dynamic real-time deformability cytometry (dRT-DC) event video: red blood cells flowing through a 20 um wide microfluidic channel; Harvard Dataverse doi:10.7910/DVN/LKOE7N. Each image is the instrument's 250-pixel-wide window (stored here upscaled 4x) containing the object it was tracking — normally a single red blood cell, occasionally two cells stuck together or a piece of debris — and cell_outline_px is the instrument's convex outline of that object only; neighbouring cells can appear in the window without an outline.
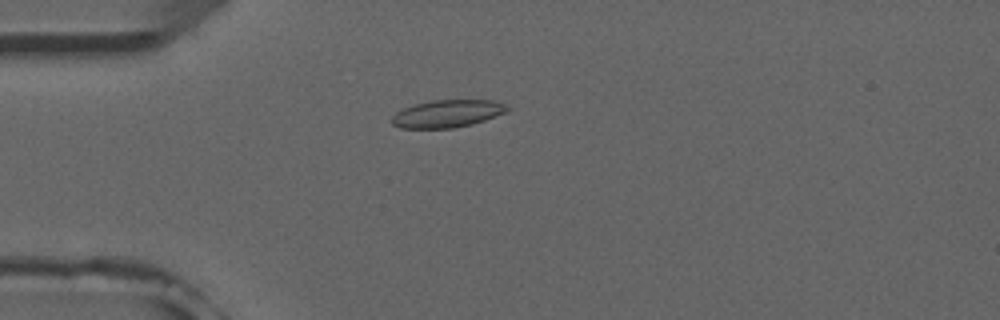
{"species": "common noctule bat (a hibernating species)", "species_latin": "Nyctalus noctula", "temperature_condition": "room temperature", "stored_images_in_passage": 52, "camera_frame_rate_fps": 3000, "um_per_image_px": 0.085, "animal": {"sex": "male", "forearm_length_mm": 52.5}, "frame": {"image": 1, "passage_image": 14, "time_ms": 4.333, "image_size_px": [1000, 320], "cell_outline_px": [[512, 108], [504, 112], [484, 120], [472, 124], [452, 128], [400, 128], [392, 124], [392, 116], [396, 112], [412, 104], [432, 100], [492, 100], [504, 104]], "centroid_in_image_um": [37.99, 9.65], "position_along_channel_um": 47.0, "area_um2": 18.44}}
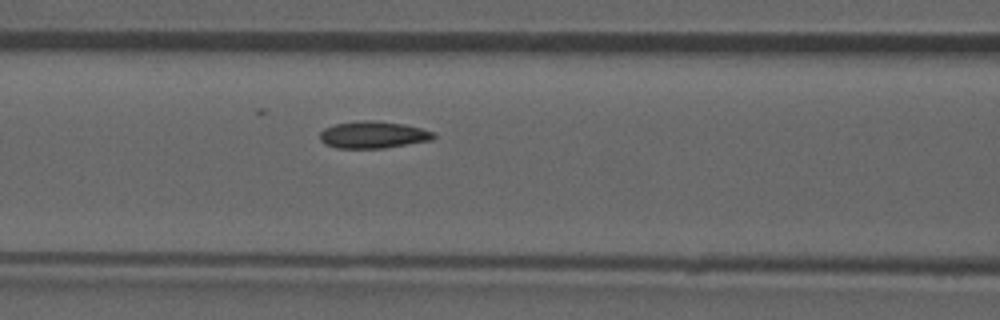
{"frame": {"image": 2, "passage_image": 22, "time_ms": 7.0, "image_size_px": [1000, 320], "cell_outline_px": [[436, 136], [432, 140], [384, 148], [336, 148], [324, 144], [320, 140], [320, 132], [324, 128], [336, 124], [360, 120], [376, 120], [404, 124], [436, 132]], "centroid_in_image_um": [31.72, 11.45], "position_along_channel_um": 134.9, "area_um2": 18.03}}
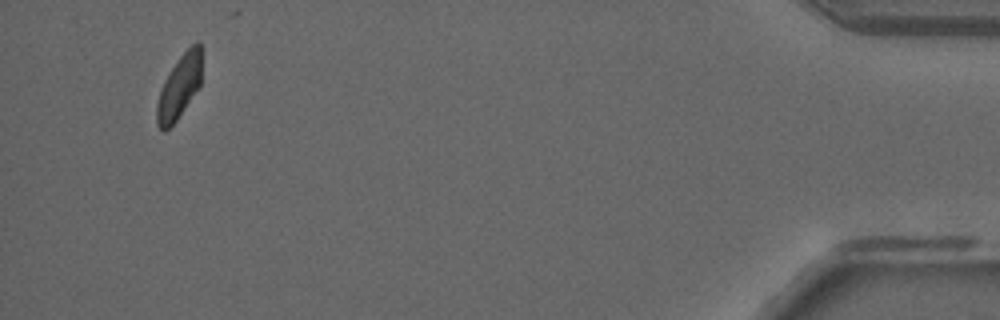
{"frame": {"image": 3, "passage_image": 50, "time_ms": 16.333, "image_size_px": [1000, 320], "cell_outline_px": [[200, 84], [176, 120], [164, 132], [156, 124], [156, 104], [160, 88], [164, 80], [180, 56], [196, 40], [200, 40]], "centroid_in_image_um": [15.19, 7.38], "position_along_channel_um": 420.0, "area_um2": 16.24}}